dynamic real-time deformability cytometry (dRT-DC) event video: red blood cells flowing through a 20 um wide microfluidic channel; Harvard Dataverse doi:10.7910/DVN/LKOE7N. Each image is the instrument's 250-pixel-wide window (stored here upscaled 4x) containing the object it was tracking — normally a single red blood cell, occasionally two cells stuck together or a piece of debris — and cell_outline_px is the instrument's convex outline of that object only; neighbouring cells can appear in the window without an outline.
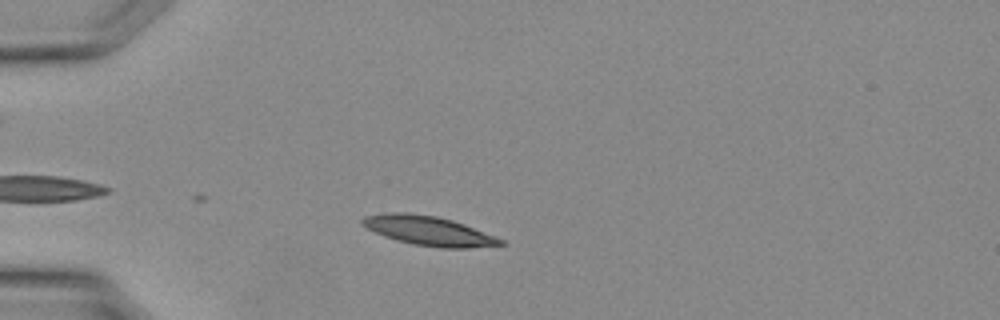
{"species": "Egyptian fruit bat (a non-hibernating species)", "species_latin": "Rousettus aegyptiacus", "temperature_condition": "warm", "stored_images_in_passage": 8, "camera_frame_rate_fps": 3000, "um_per_image_px": 0.085, "animal": {"sex": "female"}, "frame": {"image": 1, "passage_image": 4, "time_ms": 1.0, "image_size_px": [1000, 320], "cell_outline_px": [[508, 244], [464, 248], [440, 248], [416, 244], [396, 240], [384, 236], [360, 224], [360, 220], [364, 216], [392, 212], [408, 212], [436, 216], [452, 220], [464, 224], [504, 240]], "centroid_in_image_um": [36.42, 19.61], "position_along_channel_um": 48.6, "area_um2": 23.47}}